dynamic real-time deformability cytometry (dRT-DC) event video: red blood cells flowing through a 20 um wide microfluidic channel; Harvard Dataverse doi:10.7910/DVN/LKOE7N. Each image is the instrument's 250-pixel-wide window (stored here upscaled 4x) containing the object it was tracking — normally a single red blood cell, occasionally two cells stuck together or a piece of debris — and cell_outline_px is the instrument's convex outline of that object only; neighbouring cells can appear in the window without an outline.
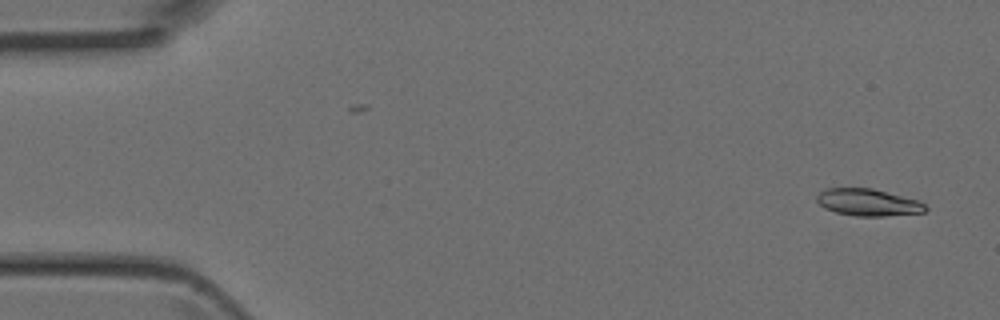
{"species": "Egyptian fruit bat (a non-hibernating species)", "species_latin": "Rousettus aegyptiacus", "temperature_condition": "room temperature", "stored_images_in_passage": 4, "camera_frame_rate_fps": 3000, "um_per_image_px": 0.085, "animal": {"sex": "female"}, "frame": {"image": 1, "passage_image": 1, "time_ms": 0.0, "image_size_px": [1000, 320], "cell_outline_px": [[928, 208], [924, 212], [884, 216], [856, 216], [836, 212], [824, 208], [816, 200], [816, 196], [824, 188], [872, 188], [920, 200]], "centroid_in_image_um": [73.79, 17.19], "position_along_channel_um": 11.2, "area_um2": 17.17}}
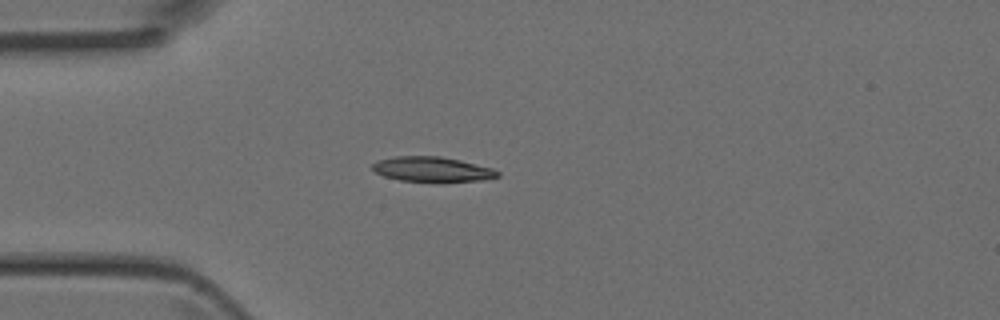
{"frame": {"image": 2, "passage_image": 4, "time_ms": 1.0, "image_size_px": [1000, 320], "cell_outline_px": [[500, 176], [484, 180], [440, 184], [436, 184], [400, 180], [384, 176], [376, 172], [372, 168], [372, 164], [376, 160], [396, 156], [440, 156], [460, 160], [492, 168], [500, 172]], "centroid_in_image_um": [36.76, 14.43], "position_along_channel_um": 48.2, "area_um2": 18.96}}